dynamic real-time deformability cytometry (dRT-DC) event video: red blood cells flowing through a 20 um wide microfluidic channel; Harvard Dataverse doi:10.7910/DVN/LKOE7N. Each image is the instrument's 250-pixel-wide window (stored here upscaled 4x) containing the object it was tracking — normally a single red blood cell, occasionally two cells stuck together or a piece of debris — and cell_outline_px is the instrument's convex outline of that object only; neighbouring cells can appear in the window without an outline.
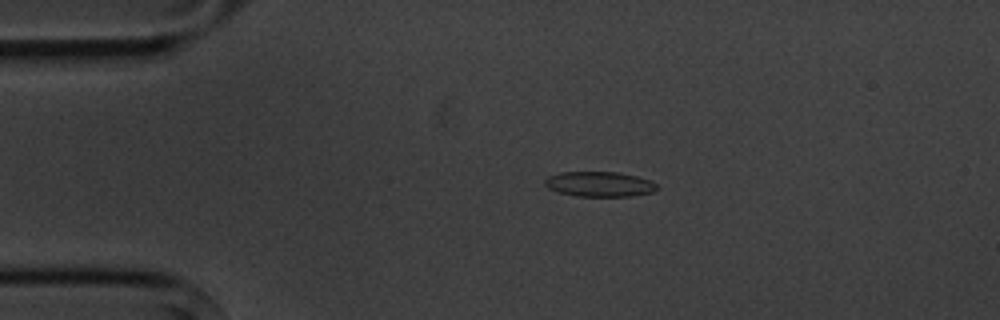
{"species": "common noctule bat (a hibernating species)", "species_latin": "Nyctalus noctula", "temperature_condition": "cold", "stored_images_in_passage": 5, "camera_frame_rate_fps": 3000, "um_per_image_px": 0.085, "animal": {"sex": "male", "body_mass_g": 20.1, "forearm_length_mm": 53.5}, "frame": {"image": 1, "passage_image": 4, "time_ms": 3.333, "image_size_px": [1000, 320], "cell_outline_px": [[660, 188], [652, 192], [632, 196], [576, 196], [560, 192], [548, 188], [544, 184], [544, 180], [548, 176], [560, 172], [620, 172], [636, 176], [648, 180], [656, 184]], "centroid_in_image_um": [50.95, 15.65], "position_along_channel_um": 34.1, "area_um2": 16.36}}